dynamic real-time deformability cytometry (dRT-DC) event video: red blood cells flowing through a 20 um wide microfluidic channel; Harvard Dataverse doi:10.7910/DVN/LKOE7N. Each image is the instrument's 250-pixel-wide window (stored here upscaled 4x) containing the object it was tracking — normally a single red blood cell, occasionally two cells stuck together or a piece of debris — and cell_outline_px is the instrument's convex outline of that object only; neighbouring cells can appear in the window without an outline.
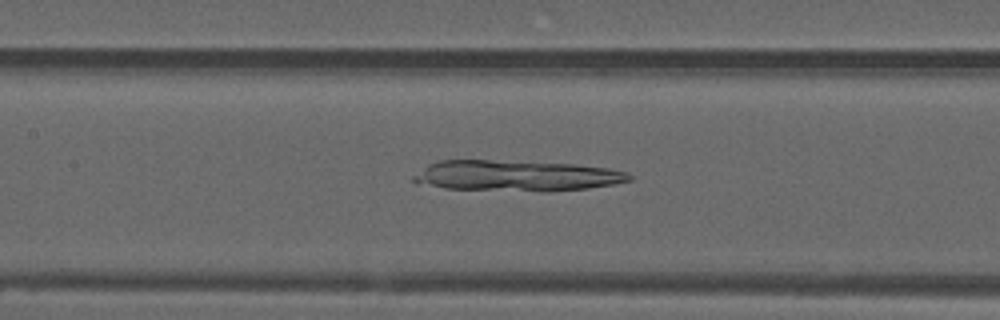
{"species": "common noctule bat (a hibernating species)", "species_latin": "Nyctalus noctula", "temperature_condition": "warm", "stored_images_in_passage": 53, "camera_frame_rate_fps": 3000, "um_per_image_px": 0.085, "animal": {"sex": "male", "forearm_length_mm": 52.5}, "frame": {"image": 1, "passage_image": 24, "time_ms": 7.667, "image_size_px": [1000, 320], "cell_outline_px": [[632, 180], [612, 184], [588, 188], [548, 192], [544, 192], [444, 188], [416, 184], [412, 180], [412, 176], [428, 164], [440, 160], [488, 160], [572, 164], [608, 168], [628, 172], [632, 176]], "centroid_in_image_um": [43.86, 14.95], "position_along_channel_um": 163.5, "area_um2": 38.9}}
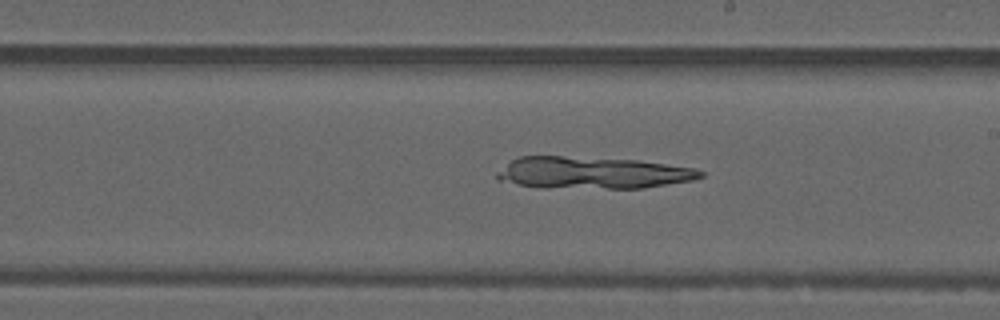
{"frame": {"image": 2, "passage_image": 30, "time_ms": 9.667, "image_size_px": [1000, 320], "cell_outline_px": [[704, 176], [692, 180], [644, 188], [544, 188], [496, 180], [496, 172], [512, 160], [520, 156], [560, 156], [640, 160], [692, 168], [704, 172]], "centroid_in_image_um": [50.34, 14.69], "position_along_channel_um": 238.7, "area_um2": 37.8}}
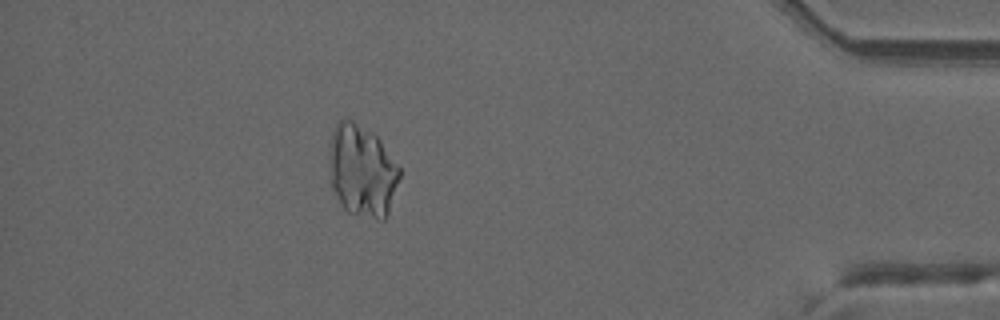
{"frame": {"image": 3, "passage_image": 47, "time_ms": 15.333, "image_size_px": [1000, 320], "cell_outline_px": [[400, 176], [388, 216], [384, 220], [376, 220], [348, 212], [340, 204], [332, 188], [328, 160], [328, 144], [332, 132], [336, 124], [344, 116], [352, 120], [372, 132], [380, 140], [400, 168]], "centroid_in_image_um": [30.75, 14.52], "position_along_channel_um": 404.5, "area_um2": 38.32}}